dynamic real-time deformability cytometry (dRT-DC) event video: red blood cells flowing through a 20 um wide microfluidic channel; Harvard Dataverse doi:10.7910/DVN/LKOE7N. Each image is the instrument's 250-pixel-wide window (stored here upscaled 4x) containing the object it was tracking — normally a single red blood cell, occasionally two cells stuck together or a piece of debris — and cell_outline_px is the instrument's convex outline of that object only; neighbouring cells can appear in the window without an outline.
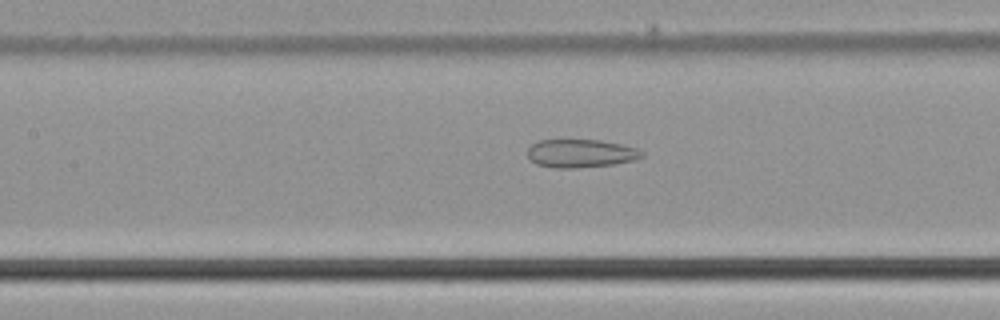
{"species": "common noctule bat (a hibernating species)", "species_latin": "Nyctalus noctula", "temperature_condition": "cold", "stored_images_in_passage": 46, "camera_frame_rate_fps": 3000, "um_per_image_px": 0.085, "animal": {"sex": "male", "body_mass_g": 21.5, "forearm_length_mm": 52.0}, "frame": {"image": 1, "passage_image": 23, "time_ms": 7.333, "image_size_px": [1000, 320], "cell_outline_px": [[644, 156], [636, 160], [616, 164], [572, 168], [556, 168], [536, 164], [528, 156], [528, 148], [532, 144], [540, 140], [600, 140], [624, 144], [636, 148], [644, 152]], "centroid_in_image_um": [49.41, 13.04], "position_along_channel_um": 158.0, "area_um2": 18.9}}
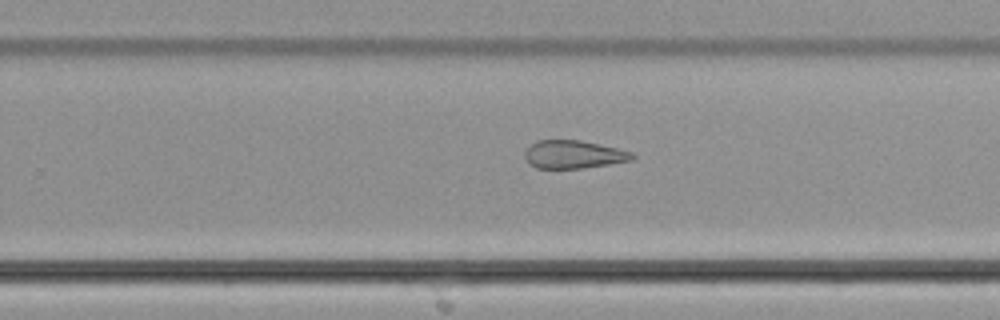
{"frame": {"image": 2, "passage_image": 32, "time_ms": 10.333, "image_size_px": [1000, 320], "cell_outline_px": [[636, 156], [632, 160], [608, 164], [580, 168], [536, 168], [528, 164], [524, 156], [524, 152], [536, 140], [580, 140], [616, 148], [632, 152]], "centroid_in_image_um": [48.72, 13.13], "position_along_channel_um": 281.1, "area_um2": 17.46}}
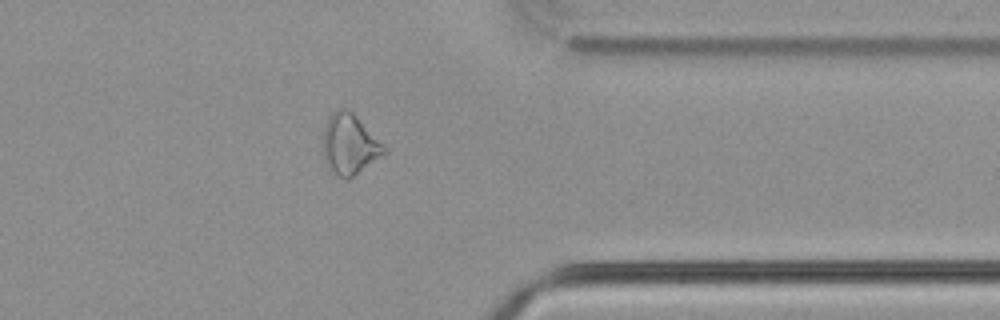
{"frame": {"image": 3, "passage_image": 40, "time_ms": 13.0, "image_size_px": [1000, 320], "cell_outline_px": [[388, 152], [348, 180], [336, 176], [328, 168], [324, 156], [324, 128], [328, 116], [336, 108], [344, 108], [352, 112], [388, 148]], "centroid_in_image_um": [29.73, 12.28], "position_along_channel_um": 381.7, "area_um2": 21.62}}